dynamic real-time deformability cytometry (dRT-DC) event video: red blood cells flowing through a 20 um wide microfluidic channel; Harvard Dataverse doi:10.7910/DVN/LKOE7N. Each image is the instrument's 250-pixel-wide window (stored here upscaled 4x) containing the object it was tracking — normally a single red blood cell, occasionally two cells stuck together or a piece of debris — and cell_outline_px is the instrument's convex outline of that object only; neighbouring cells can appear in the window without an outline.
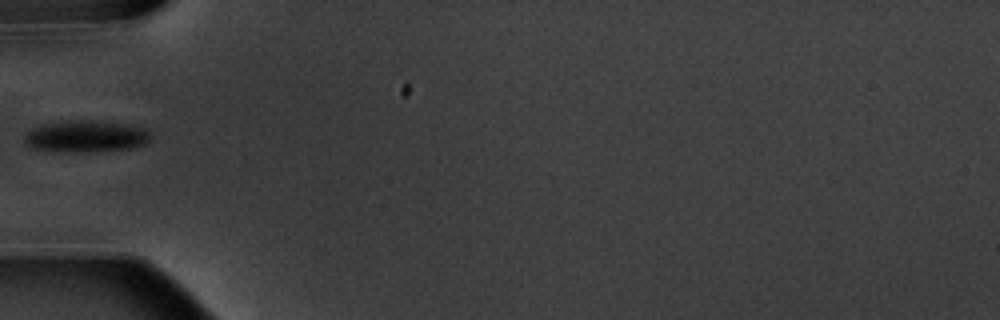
{"species": "common noctule bat (a hibernating species)", "species_latin": "Nyctalus noctula", "temperature_condition": "warm", "stored_images_in_passage": 4, "camera_frame_rate_fps": 3000, "um_per_image_px": 0.085, "animal": {"sex": "male", "body_mass_g": 20.1, "forearm_length_mm": 53.5}, "frame": {"image": 1, "passage_image": 4, "time_ms": 4.333, "image_size_px": [1000, 320], "cell_outline_px": [[152, 136], [144, 144], [132, 148], [96, 152], [68, 152], [32, 148], [24, 140], [24, 136], [28, 132], [36, 128], [52, 124], [76, 120], [88, 120], [124, 124], [148, 128], [152, 132]], "centroid_in_image_um": [7.42, 11.61], "position_along_channel_um": 77.6, "area_um2": 23.0}}